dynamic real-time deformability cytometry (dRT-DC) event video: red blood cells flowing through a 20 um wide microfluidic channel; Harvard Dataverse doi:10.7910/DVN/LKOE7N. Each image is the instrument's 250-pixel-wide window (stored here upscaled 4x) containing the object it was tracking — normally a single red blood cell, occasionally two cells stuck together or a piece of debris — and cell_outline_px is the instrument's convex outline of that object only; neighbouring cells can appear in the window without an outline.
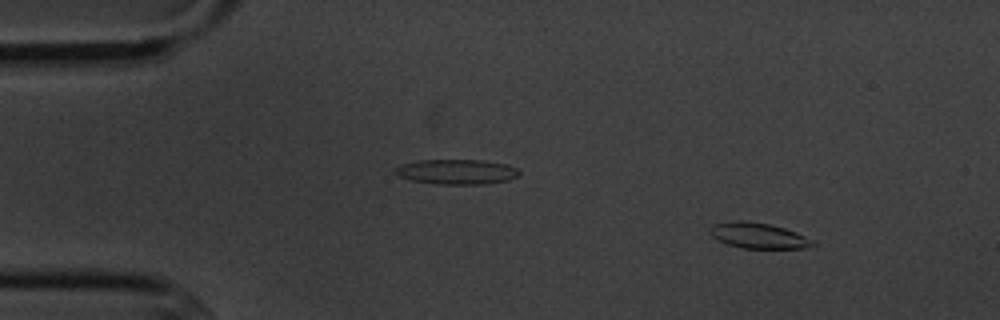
{"species": "common noctule bat (a hibernating species)", "species_latin": "Nyctalus noctula", "temperature_condition": "cold", "stored_images_in_passage": 3, "camera_frame_rate_fps": 3000, "um_per_image_px": 0.085, "animal": {"sex": "male", "body_mass_g": 20.1, "forearm_length_mm": 53.5}, "frame": {"image": 1, "passage_image": 1, "time_ms": 0.0, "image_size_px": [1000, 320], "cell_outline_px": [[816, 244], [808, 248], [744, 248], [728, 244], [712, 236], [708, 232], [708, 228], [712, 224], [740, 220], [744, 220], [772, 224], [796, 232], [812, 240]], "centroid_in_image_um": [64.45, 20.01], "position_along_channel_um": 20.6, "area_um2": 15.32}}